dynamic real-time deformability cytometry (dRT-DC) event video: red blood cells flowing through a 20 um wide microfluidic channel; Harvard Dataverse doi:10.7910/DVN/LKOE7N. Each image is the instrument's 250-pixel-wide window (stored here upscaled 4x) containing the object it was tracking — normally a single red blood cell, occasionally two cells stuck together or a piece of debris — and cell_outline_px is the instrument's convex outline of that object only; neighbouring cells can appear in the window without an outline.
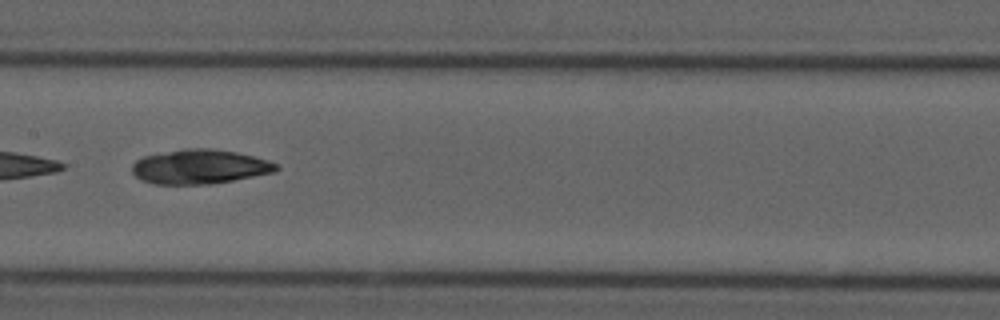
{"species": "common noctule bat (a hibernating species)", "species_latin": "Nyctalus noctula", "temperature_condition": "cold", "stored_images_in_passage": 7, "camera_frame_rate_fps": 3000, "um_per_image_px": 0.085, "animal": {"sex": "male", "forearm_length_mm": 52.5}, "frame": {"image": 1, "passage_image": 5, "time_ms": 4.667, "image_size_px": [1000, 320], "cell_outline_px": [[280, 168], [272, 172], [212, 184], [152, 184], [140, 180], [132, 172], [132, 164], [136, 160], [144, 156], [184, 148], [208, 148], [236, 152], [268, 160], [280, 164]], "centroid_in_image_um": [16.95, 14.17], "position_along_channel_um": 190.5, "area_um2": 28.84}}
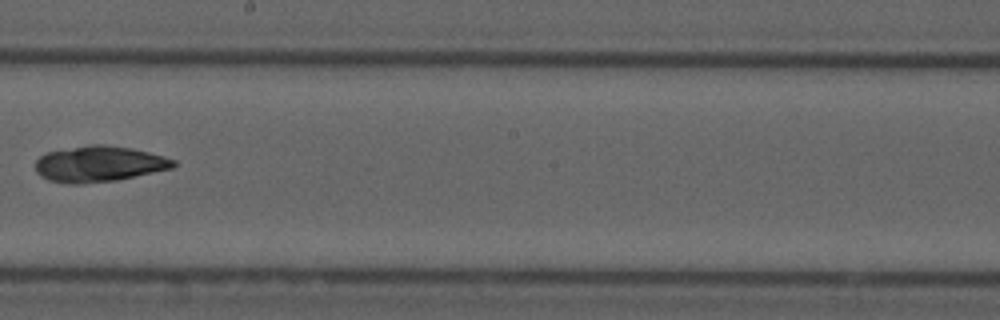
{"frame": {"image": 2, "passage_image": 6, "time_ms": 6.0, "image_size_px": [1000, 320], "cell_outline_px": [[176, 164], [172, 168], [116, 180], [80, 184], [68, 184], [48, 180], [40, 176], [36, 172], [36, 160], [44, 152], [88, 144], [104, 144], [132, 148], [164, 156], [176, 160]], "centroid_in_image_um": [8.38, 13.92], "position_along_channel_um": 239.8, "area_um2": 29.02}}
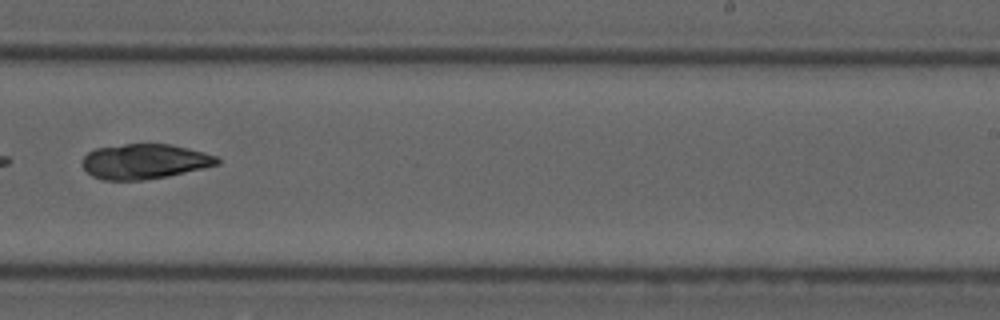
{"frame": {"image": 3, "passage_image": 7, "time_ms": 7.0, "image_size_px": [1000, 320], "cell_outline_px": [[220, 164], [204, 168], [168, 176], [144, 180], [104, 180], [92, 176], [84, 168], [84, 156], [88, 152], [96, 148], [124, 144], [168, 144], [188, 148], [204, 152], [216, 156], [220, 160]], "centroid_in_image_um": [12.31, 13.72], "position_along_channel_um": 276.7, "area_um2": 27.4}}